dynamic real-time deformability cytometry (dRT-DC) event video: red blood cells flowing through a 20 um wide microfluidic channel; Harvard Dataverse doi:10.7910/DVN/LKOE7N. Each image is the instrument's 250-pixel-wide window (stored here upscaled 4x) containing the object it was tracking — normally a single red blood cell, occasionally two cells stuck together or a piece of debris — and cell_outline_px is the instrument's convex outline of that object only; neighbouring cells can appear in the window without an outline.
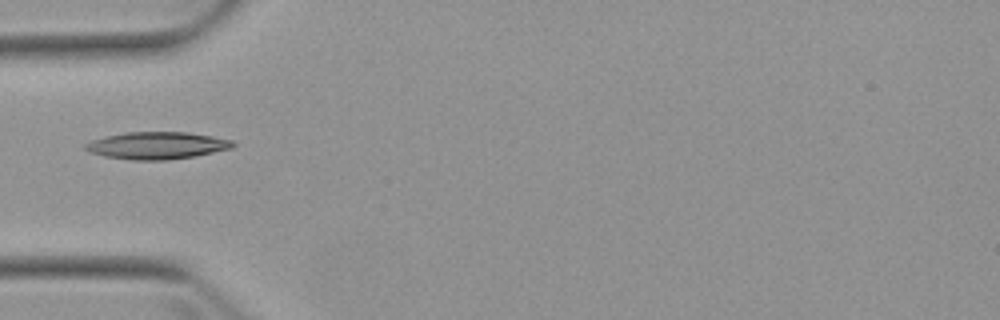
{"species": "Egyptian fruit bat (a non-hibernating species)", "species_latin": "Rousettus aegyptiacus", "temperature_condition": "warm", "stored_images_in_passage": 5, "camera_frame_rate_fps": 3000, "um_per_image_px": 0.085, "animal": {"sex": "female"}, "frame": {"image": 1, "passage_image": 4, "time_ms": 3.667, "image_size_px": [1000, 320], "cell_outline_px": [[236, 144], [232, 148], [196, 156], [164, 160], [132, 160], [104, 156], [92, 152], [84, 148], [84, 144], [92, 140], [104, 136], [124, 132], [188, 132], [212, 136], [232, 140]], "centroid_in_image_um": [13.35, 12.36], "position_along_channel_um": 71.7, "area_um2": 23.41}}